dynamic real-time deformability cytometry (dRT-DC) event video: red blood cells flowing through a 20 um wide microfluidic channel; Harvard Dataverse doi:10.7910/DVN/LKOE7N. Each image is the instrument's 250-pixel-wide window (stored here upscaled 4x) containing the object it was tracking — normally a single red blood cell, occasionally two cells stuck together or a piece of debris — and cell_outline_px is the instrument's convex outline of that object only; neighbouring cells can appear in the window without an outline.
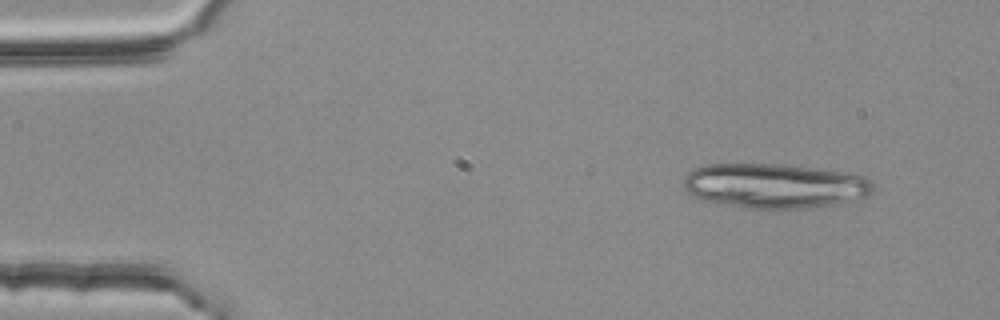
{"species": "common noctule bat (a hibernating species)", "species_latin": "Nyctalus noctula", "temperature_condition": "room temperature", "stored_images_in_passage": 14, "camera_frame_rate_fps": 3000, "um_per_image_px": 0.085, "animal": {"sex": "female", "body_mass_g": 25.1}, "frame": {"image": 1, "passage_image": 1, "time_ms": 0.0, "image_size_px": [1000, 320], "cell_outline_px": [[876, 188], [868, 196], [836, 204], [808, 208], [748, 208], [704, 200], [692, 196], [680, 184], [684, 176], [692, 168], [708, 164], [784, 164], [840, 172], [864, 176]], "centroid_in_image_um": [65.79, 15.79], "position_along_channel_um": 19.2, "area_um2": 49.36}}